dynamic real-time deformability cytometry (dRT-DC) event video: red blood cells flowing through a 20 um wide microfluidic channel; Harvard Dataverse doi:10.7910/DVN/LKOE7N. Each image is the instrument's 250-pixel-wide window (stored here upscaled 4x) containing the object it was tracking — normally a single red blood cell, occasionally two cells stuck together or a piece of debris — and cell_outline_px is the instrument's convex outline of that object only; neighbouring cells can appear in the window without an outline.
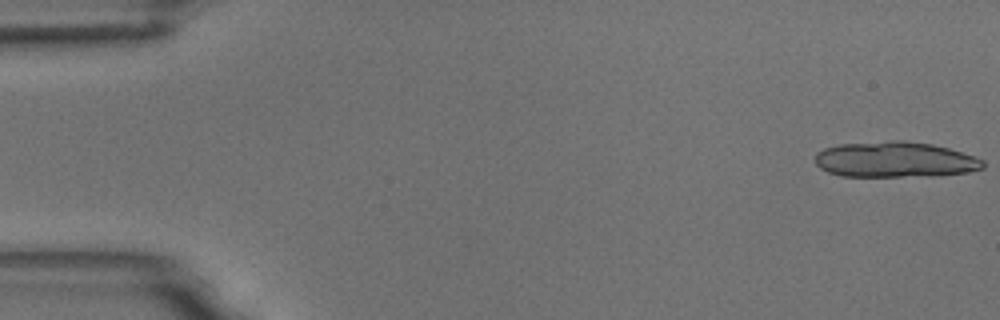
{"species": "common noctule bat (a hibernating species)", "species_latin": "Nyctalus noctula", "temperature_condition": "room temperature", "stored_images_in_passage": 14, "camera_frame_rate_fps": 3000, "um_per_image_px": 0.085, "animal": {"sex": "male", "body_mass_g": 18.8}, "frame": {"image": 1, "passage_image": 1, "time_ms": 0.0, "image_size_px": [1000, 320], "cell_outline_px": [[984, 168], [968, 172], [932, 176], [840, 176], [828, 172], [820, 168], [816, 164], [816, 152], [824, 148], [840, 144], [892, 140], [904, 140], [932, 144], [948, 148], [984, 160]], "centroid_in_image_um": [76.06, 13.56], "position_along_channel_um": 8.9, "area_um2": 34.91}}
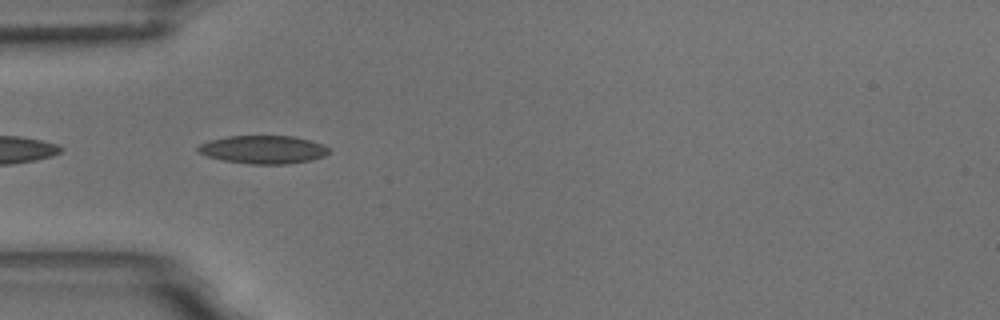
{"frame": {"image": 2, "passage_image": 5, "time_ms": 5.333, "image_size_px": [1000, 320], "cell_outline_px": [[332, 152], [324, 156], [312, 160], [288, 164], [248, 164], [224, 160], [208, 156], [196, 152], [196, 148], [200, 144], [208, 140], [228, 136], [292, 136], [324, 144], [332, 148]], "centroid_in_image_um": [22.41, 12.71], "position_along_channel_um": 62.6, "area_um2": 21.73}}
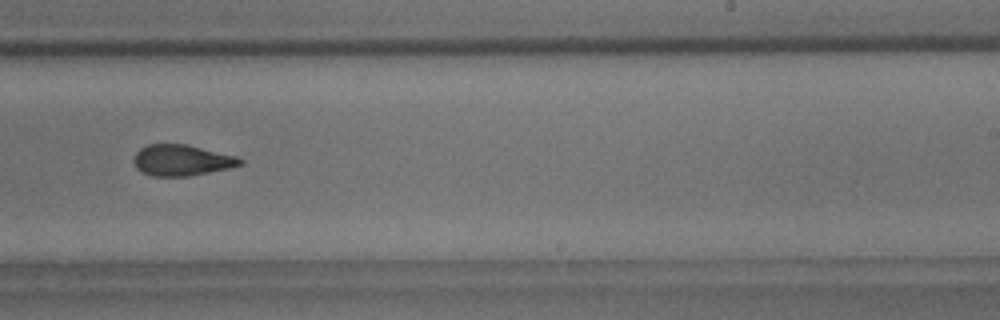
{"frame": {"image": 3, "passage_image": 10, "time_ms": 11.0, "image_size_px": [1000, 320], "cell_outline_px": [[244, 164], [228, 168], [188, 176], [152, 176], [140, 172], [136, 168], [132, 160], [136, 152], [140, 148], [148, 144], [188, 144], [236, 156], [244, 160]], "centroid_in_image_um": [15.42, 13.61], "position_along_channel_um": 273.6, "area_um2": 19.36}, "authors_computed_cell_mechanics": {"area_um2": 20.2878, "velocity_mm_per_s": 3.7398, "shape_relaxation_time_tau1_ms": 4.956, "shape_relaxation_time_tau2_ms": 3.939, "deformation_change_tau1": 0.13, "deformation_change_tau2": 0.0999}}